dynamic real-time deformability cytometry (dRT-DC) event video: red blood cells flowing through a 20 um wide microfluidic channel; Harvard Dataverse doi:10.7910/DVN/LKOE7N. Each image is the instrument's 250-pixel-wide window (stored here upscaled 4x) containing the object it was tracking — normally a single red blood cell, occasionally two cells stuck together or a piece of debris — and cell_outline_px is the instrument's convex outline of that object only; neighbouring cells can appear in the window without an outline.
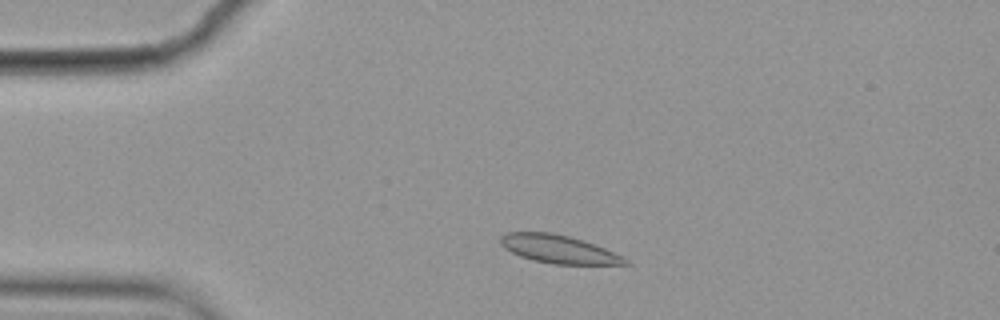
{"species": "common noctule bat (a hibernating species)", "species_latin": "Nyctalus noctula", "temperature_condition": "cold", "stored_images_in_passage": 3, "camera_frame_rate_fps": 3000, "um_per_image_px": 0.085, "animal": {"sex": "female", "body_mass_g": 19.9}, "frame": {"image": 1, "passage_image": 2, "time_ms": 0.333, "image_size_px": [1000, 320], "cell_outline_px": [[632, 264], [552, 264], [532, 260], [520, 256], [504, 248], [500, 244], [500, 236], [508, 232], [552, 232], [584, 240], [624, 256]], "centroid_in_image_um": [47.48, 21.17], "position_along_channel_um": 37.5, "area_um2": 20.52}}